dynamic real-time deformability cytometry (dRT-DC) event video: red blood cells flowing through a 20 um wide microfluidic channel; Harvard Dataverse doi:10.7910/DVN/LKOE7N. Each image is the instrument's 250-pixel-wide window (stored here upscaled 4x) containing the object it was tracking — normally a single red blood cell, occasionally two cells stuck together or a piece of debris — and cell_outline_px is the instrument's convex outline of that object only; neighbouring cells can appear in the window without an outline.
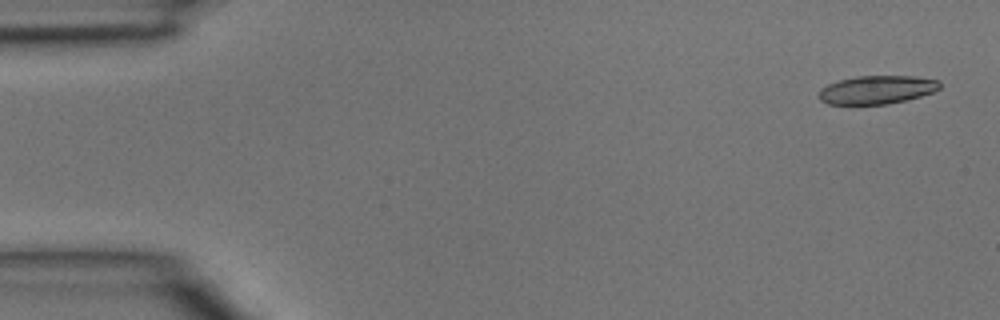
{"species": "common noctule bat (a hibernating species)", "species_latin": "Nyctalus noctula", "temperature_condition": "room temperature", "stored_images_in_passage": 14, "camera_frame_rate_fps": 3000, "um_per_image_px": 0.085, "animal": {"sex": "male", "body_mass_g": 15.6}, "frame": {"image": 1, "passage_image": 2, "time_ms": 0.333, "image_size_px": [1000, 320], "cell_outline_px": [[940, 88], [932, 92], [920, 96], [888, 104], [828, 104], [820, 100], [820, 88], [828, 84], [840, 80], [856, 76], [916, 76], [940, 80]], "centroid_in_image_um": [74.55, 7.62], "position_along_channel_um": 10.5, "area_um2": 19.88}}
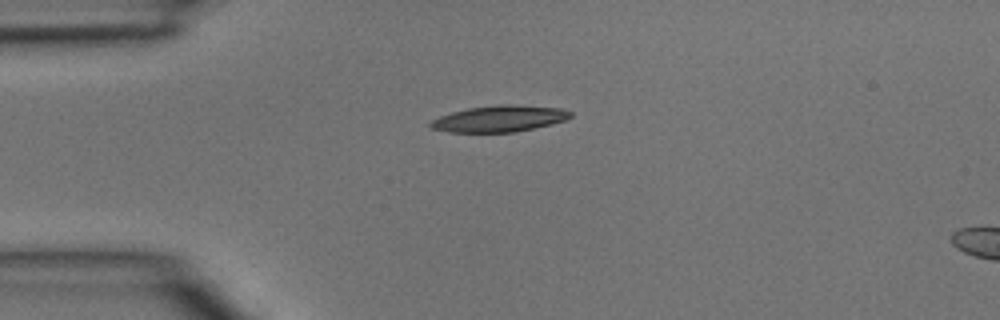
{"frame": {"image": 2, "passage_image": 11, "time_ms": 3.333, "image_size_px": [1000, 320], "cell_outline_px": [[572, 116], [564, 120], [552, 124], [516, 132], [448, 132], [432, 128], [428, 124], [432, 120], [440, 116], [452, 112], [468, 108], [496, 104], [512, 104], [564, 108], [572, 112]], "centroid_in_image_um": [42.47, 10.08], "position_along_channel_um": 42.5, "area_um2": 21.62}}